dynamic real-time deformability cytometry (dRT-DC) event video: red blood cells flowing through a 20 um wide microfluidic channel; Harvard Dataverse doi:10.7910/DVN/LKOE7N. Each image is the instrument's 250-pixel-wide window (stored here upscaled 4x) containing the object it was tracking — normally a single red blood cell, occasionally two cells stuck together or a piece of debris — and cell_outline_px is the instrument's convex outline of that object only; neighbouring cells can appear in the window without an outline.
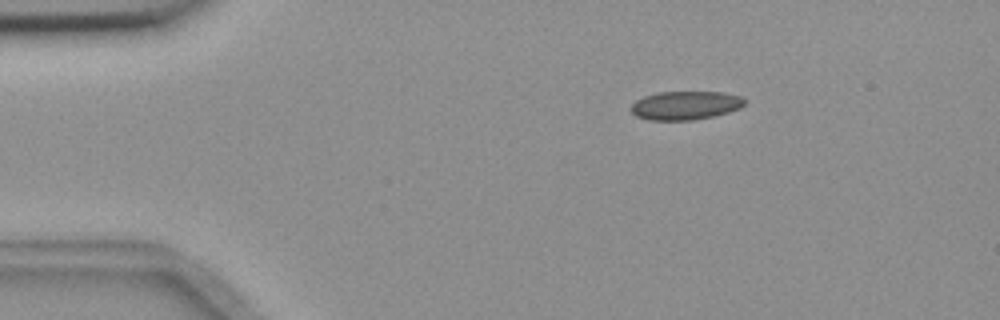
{"species": "common noctule bat (a hibernating species)", "species_latin": "Nyctalus noctula", "temperature_condition": "room temperature", "stored_images_in_passage": 2, "camera_frame_rate_fps": 3000, "um_per_image_px": 0.085, "animal": {"sex": "female", "body_mass_g": 18.4}, "frame": {"image": 1, "passage_image": 1, "time_ms": 0.0, "image_size_px": [1000, 320], "cell_outline_px": [[748, 100], [740, 108], [716, 116], [692, 120], [648, 120], [636, 116], [628, 108], [636, 100], [644, 96], [656, 92], [724, 92], [740, 96]], "centroid_in_image_um": [58.26, 8.96], "position_along_channel_um": 26.7, "area_um2": 19.19}}